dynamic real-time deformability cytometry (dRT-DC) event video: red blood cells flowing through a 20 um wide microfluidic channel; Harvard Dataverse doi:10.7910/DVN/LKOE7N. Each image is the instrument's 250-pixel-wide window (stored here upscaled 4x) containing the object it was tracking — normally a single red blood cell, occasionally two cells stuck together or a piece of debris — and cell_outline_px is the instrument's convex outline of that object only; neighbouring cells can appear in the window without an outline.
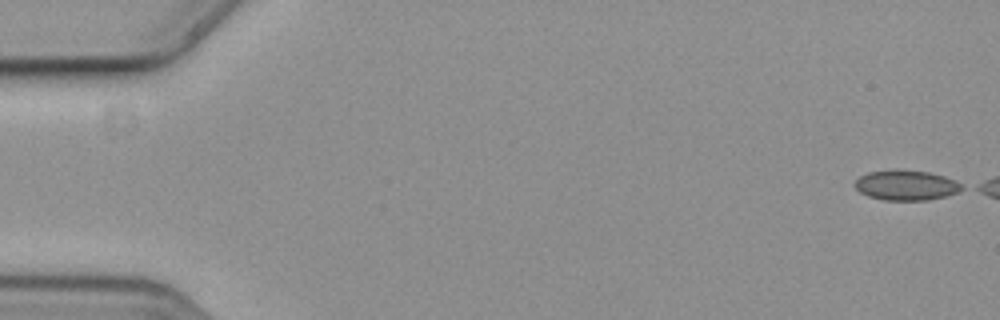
{"species": "common noctule bat (a hibernating species)", "species_latin": "Nyctalus noctula", "temperature_condition": "cold", "stored_images_in_passage": 7, "camera_frame_rate_fps": 3000, "um_per_image_px": 0.085, "animal": {"sex": "female", "body_mass_g": 19.3, "forearm_length_mm": 54.1}, "frame": {"image": 1, "passage_image": 1, "time_ms": 0.0, "image_size_px": [1000, 320], "cell_outline_px": [[964, 188], [956, 192], [944, 196], [928, 200], [884, 200], [868, 196], [860, 192], [856, 188], [856, 180], [860, 176], [868, 172], [896, 168], [928, 172], [944, 176], [960, 184]], "centroid_in_image_um": [76.98, 15.73], "position_along_channel_um": 8.0, "area_um2": 18.67}}